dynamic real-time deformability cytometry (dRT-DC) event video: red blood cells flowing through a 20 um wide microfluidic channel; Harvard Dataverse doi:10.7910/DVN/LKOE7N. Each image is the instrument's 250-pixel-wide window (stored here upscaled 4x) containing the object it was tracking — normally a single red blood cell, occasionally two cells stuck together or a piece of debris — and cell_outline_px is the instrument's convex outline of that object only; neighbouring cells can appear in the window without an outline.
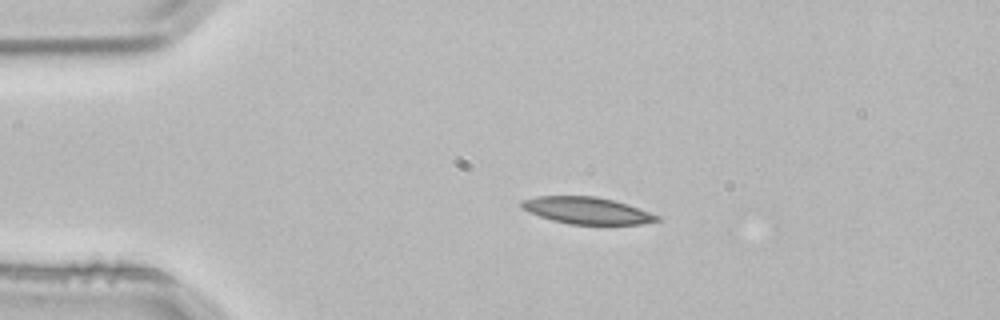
{"species": "common noctule bat (a hibernating species)", "species_latin": "Nyctalus noctula", "temperature_condition": "room temperature", "stored_images_in_passage": 3, "camera_frame_rate_fps": 3000, "um_per_image_px": 0.085, "animal": {"sex": "male", "body_mass_g": 21.5, "forearm_length_mm": 52.0}, "frame": {"image": 1, "passage_image": 2, "time_ms": 0.333, "image_size_px": [1000, 320], "cell_outline_px": [[660, 220], [640, 224], [572, 224], [552, 220], [528, 212], [520, 208], [520, 200], [536, 196], [596, 196], [612, 200], [660, 216]], "centroid_in_image_um": [49.8, 17.89], "position_along_channel_um": 35.2, "area_um2": 20.92}}